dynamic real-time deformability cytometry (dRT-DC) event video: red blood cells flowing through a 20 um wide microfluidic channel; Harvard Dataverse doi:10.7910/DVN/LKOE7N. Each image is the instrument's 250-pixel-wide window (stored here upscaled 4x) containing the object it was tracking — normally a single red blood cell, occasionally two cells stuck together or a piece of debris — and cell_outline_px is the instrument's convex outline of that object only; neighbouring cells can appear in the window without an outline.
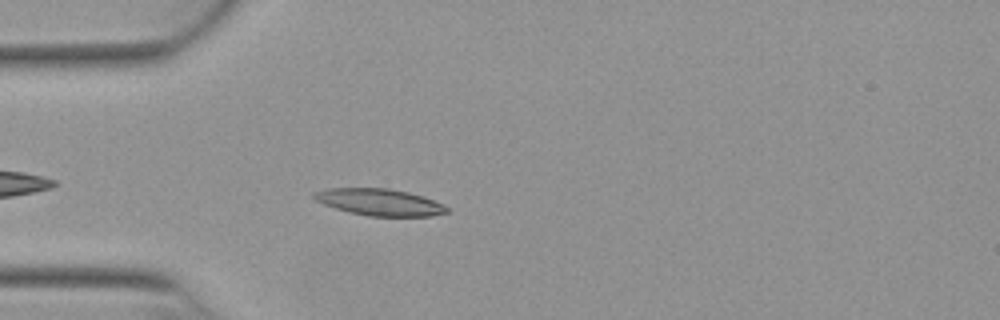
{"species": "Egyptian fruit bat (a non-hibernating species)", "species_latin": "Rousettus aegyptiacus", "temperature_condition": "warm", "stored_images_in_passage": 42, "camera_frame_rate_fps": 3000, "um_per_image_px": 0.085, "animal": {"sex": "female"}, "frame": {"image": 1, "passage_image": 5, "time_ms": 1.333, "image_size_px": [1000, 320], "cell_outline_px": [[448, 212], [432, 216], [368, 216], [348, 212], [324, 204], [316, 200], [312, 196], [312, 192], [328, 188], [388, 188], [408, 192], [424, 196], [444, 204], [448, 208]], "centroid_in_image_um": [32.27, 17.18], "position_along_channel_um": 52.7, "area_um2": 20.81}}
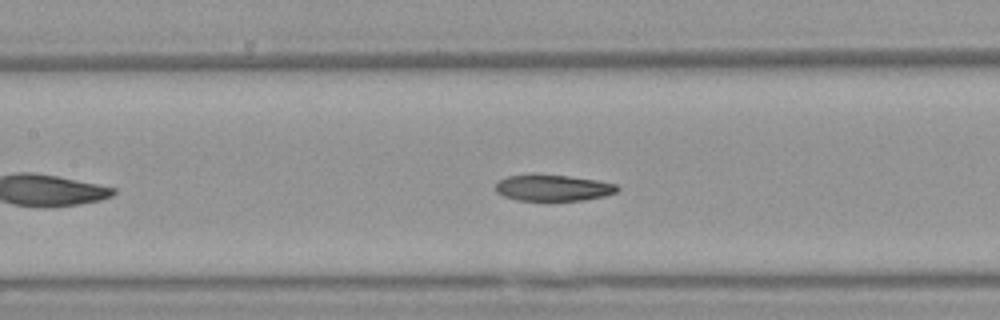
{"frame": {"image": 2, "passage_image": 14, "time_ms": 4.333, "image_size_px": [1000, 320], "cell_outline_px": [[620, 188], [616, 192], [604, 196], [584, 200], [548, 204], [516, 200], [504, 196], [496, 192], [496, 184], [500, 180], [508, 176], [568, 176], [596, 180], [616, 184]], "centroid_in_image_um": [47.03, 16.05], "position_along_channel_um": 160.4, "area_um2": 19.02}}
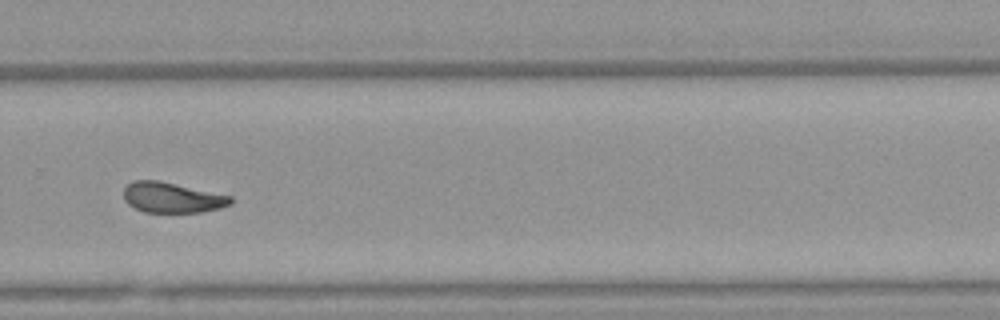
{"frame": {"image": 3, "passage_image": 26, "time_ms": 8.333, "image_size_px": [1000, 320], "cell_outline_px": [[232, 204], [220, 208], [200, 212], [144, 212], [128, 204], [124, 200], [124, 188], [132, 180], [156, 180], [232, 196]], "centroid_in_image_um": [14.61, 16.79], "position_along_channel_um": 315.2, "area_um2": 18.79}, "authors_computed_cell_mechanics": {"area_um2": 19.652, "velocity_mm_per_s": 3.8811, "shape_relaxation_time_tau1_ms": 4.5528, "shape_relaxation_time_tau2_ms": 2.7919, "deformation_change_tau1": 0.1662, "deformation_change_tau2": 0.0891}}